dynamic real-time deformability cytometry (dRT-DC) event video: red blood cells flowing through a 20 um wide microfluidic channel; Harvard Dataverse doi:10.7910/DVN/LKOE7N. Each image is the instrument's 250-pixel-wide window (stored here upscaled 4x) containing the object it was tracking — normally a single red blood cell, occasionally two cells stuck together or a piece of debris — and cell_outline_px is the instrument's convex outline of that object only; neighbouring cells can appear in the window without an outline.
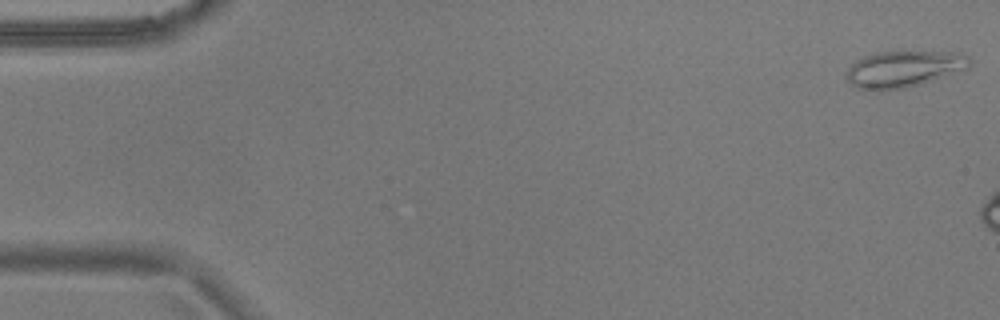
{"species": "common noctule bat (a hibernating species)", "species_latin": "Nyctalus noctula", "temperature_condition": "warm", "stored_images_in_passage": 8, "camera_frame_rate_fps": 3000, "um_per_image_px": 0.085, "animal": {"sex": "male", "body_mass_g": 17.9}, "frame": {"image": 1, "passage_image": 1, "time_ms": 0.0, "image_size_px": [1000, 320], "cell_outline_px": [[972, 60], [968, 68], [904, 88], [880, 92], [876, 92], [860, 88], [852, 84], [848, 80], [848, 68], [856, 60], [872, 52], [960, 52], [968, 56]], "centroid_in_image_um": [76.8, 5.86], "position_along_channel_um": 8.2, "area_um2": 25.89}}